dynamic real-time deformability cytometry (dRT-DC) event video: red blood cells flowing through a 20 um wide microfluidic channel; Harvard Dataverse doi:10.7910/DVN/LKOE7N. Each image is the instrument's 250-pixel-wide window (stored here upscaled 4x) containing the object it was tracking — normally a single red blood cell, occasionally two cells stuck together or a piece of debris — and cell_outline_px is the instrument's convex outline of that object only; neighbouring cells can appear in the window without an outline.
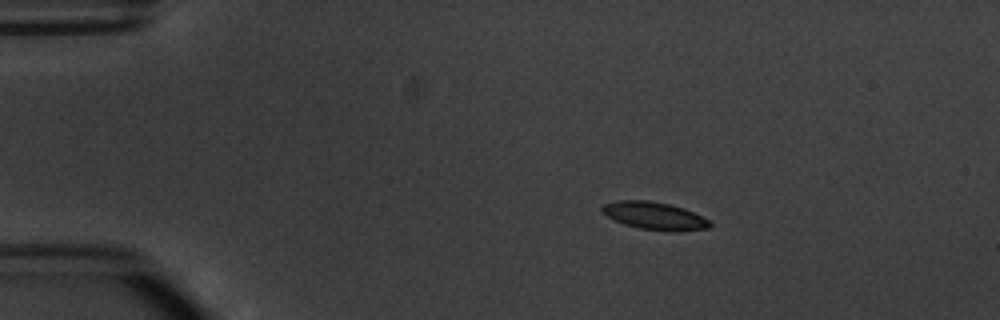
{"species": "common noctule bat (a hibernating species)", "species_latin": "Nyctalus noctula", "temperature_condition": "warm", "stored_images_in_passage": 5, "camera_frame_rate_fps": 3000, "um_per_image_px": 0.085, "animal": {"sex": "male", "body_mass_g": 20.1, "forearm_length_mm": 53.5}, "frame": {"image": 1, "passage_image": 2, "time_ms": 1.333, "image_size_px": [1000, 320], "cell_outline_px": [[712, 224], [708, 228], [672, 232], [640, 228], [624, 224], [600, 212], [600, 208], [604, 204], [616, 200], [648, 200], [668, 204], [684, 208], [708, 220]], "centroid_in_image_um": [55.59, 18.34], "position_along_channel_um": 29.4, "area_um2": 17.22}}
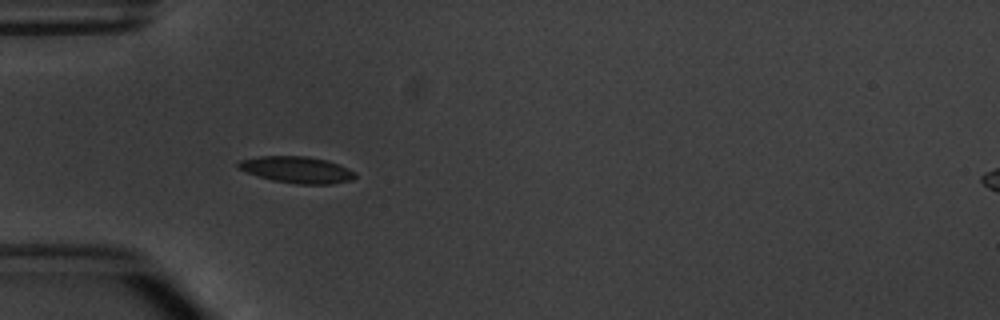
{"frame": {"image": 2, "passage_image": 4, "time_ms": 3.667, "image_size_px": [1000, 320], "cell_outline_px": [[356, 176], [352, 180], [332, 184], [296, 184], [272, 180], [248, 172], [240, 168], [236, 164], [240, 160], [260, 156], [308, 156], [328, 160], [340, 164], [356, 172]], "centroid_in_image_um": [25.3, 14.42], "position_along_channel_um": 59.7, "area_um2": 18.09}}